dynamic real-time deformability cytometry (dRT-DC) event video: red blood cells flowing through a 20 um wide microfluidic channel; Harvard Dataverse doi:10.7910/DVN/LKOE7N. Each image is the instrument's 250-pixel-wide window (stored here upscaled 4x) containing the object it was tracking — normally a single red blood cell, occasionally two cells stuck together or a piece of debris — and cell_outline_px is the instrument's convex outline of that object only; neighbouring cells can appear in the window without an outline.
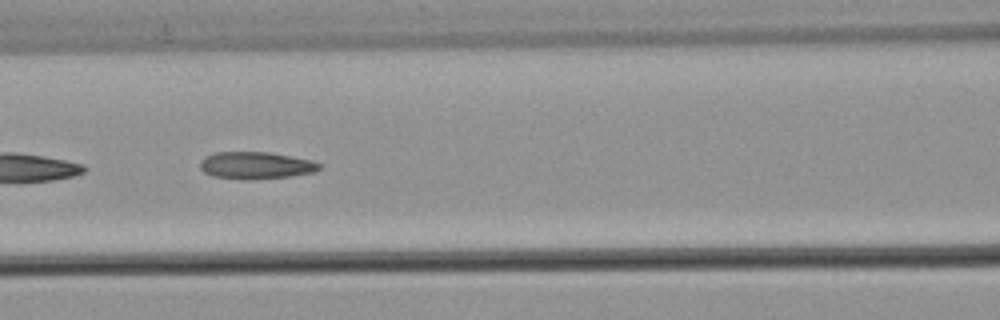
{"species": "common noctule bat (a hibernating species)", "species_latin": "Nyctalus noctula", "temperature_condition": "warm", "stored_images_in_passage": 8, "camera_frame_rate_fps": 3000, "um_per_image_px": 0.085, "animal": {"sex": "male", "body_mass_g": 21.5, "forearm_length_mm": 52.0}, "frame": {"image": 1, "passage_image": 7, "time_ms": 2.0, "image_size_px": [1000, 320], "cell_outline_px": [[320, 168], [312, 172], [292, 176], [244, 180], [240, 180], [212, 176], [204, 172], [200, 168], [200, 160], [204, 156], [216, 152], [268, 152], [312, 160], [320, 164]], "centroid_in_image_um": [21.69, 14.06], "position_along_channel_um": 144.9, "area_um2": 18.9}}